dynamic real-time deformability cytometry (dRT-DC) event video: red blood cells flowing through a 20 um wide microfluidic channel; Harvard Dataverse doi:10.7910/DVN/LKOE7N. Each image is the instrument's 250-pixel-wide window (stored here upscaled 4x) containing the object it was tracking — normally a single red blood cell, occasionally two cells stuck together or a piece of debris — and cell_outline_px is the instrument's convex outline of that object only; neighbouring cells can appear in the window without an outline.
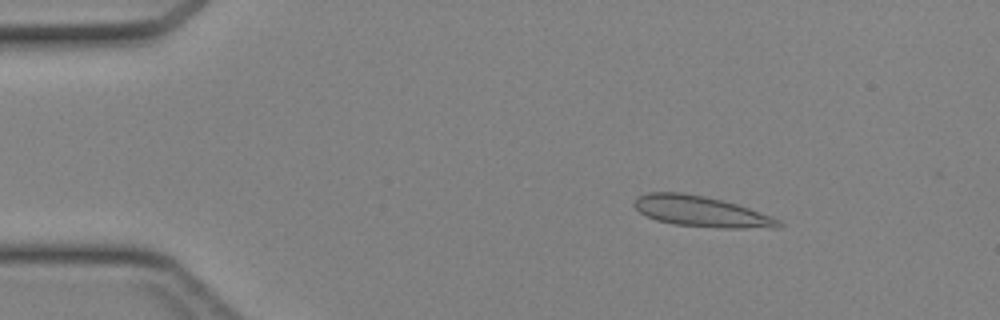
{"species": "Egyptian fruit bat (a non-hibernating species)", "species_latin": "Rousettus aegyptiacus", "temperature_condition": "cold", "stored_images_in_passage": 44, "camera_frame_rate_fps": 3000, "um_per_image_px": 0.085, "animal": {"sex": "female"}, "frame": {"image": 1, "passage_image": 7, "time_ms": 2.0, "image_size_px": [1000, 320], "cell_outline_px": [[784, 224], [780, 228], [720, 228], [676, 224], [656, 220], [640, 212], [632, 204], [636, 196], [648, 192], [680, 192], [704, 196], [724, 200], [772, 216], [780, 220]], "centroid_in_image_um": [59.62, 17.97], "position_along_channel_um": 25.4, "area_um2": 25.89}}
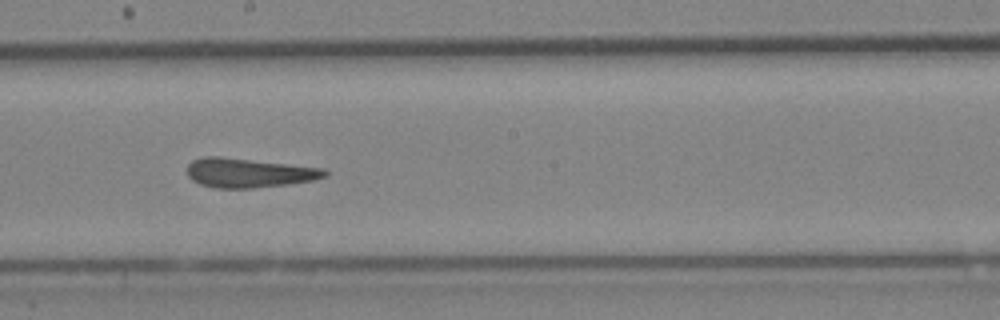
{"frame": {"image": 2, "passage_image": 25, "time_ms": 8.0, "image_size_px": [1000, 320], "cell_outline_px": [[328, 176], [316, 180], [288, 184], [252, 188], [216, 188], [200, 184], [192, 180], [188, 176], [188, 164], [192, 160], [200, 156], [220, 156], [324, 168], [328, 172]], "centroid_in_image_um": [21.15, 14.68], "position_along_channel_um": 227.0, "area_um2": 23.7}}
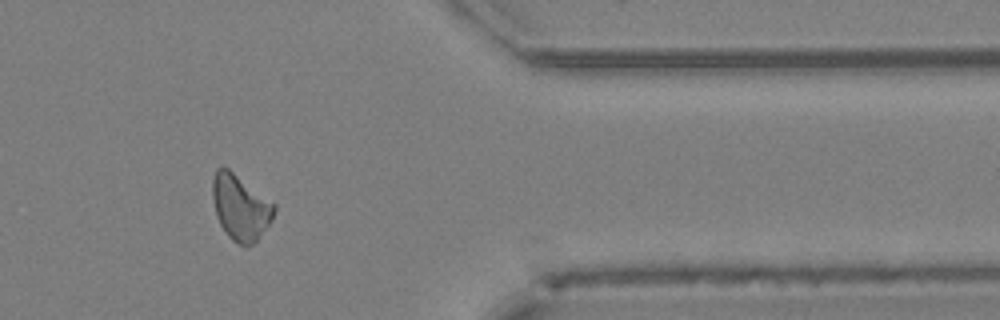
{"frame": {"image": 3, "passage_image": 37, "time_ms": 12.0, "image_size_px": [1000, 320], "cell_outline_px": [[276, 208], [272, 220], [256, 240], [252, 244], [244, 248], [232, 240], [228, 236], [220, 224], [216, 216], [212, 196], [212, 180], [216, 168], [228, 168], [276, 204]], "centroid_in_image_um": [20.43, 17.63], "position_along_channel_um": 391.0, "area_um2": 23.52}}